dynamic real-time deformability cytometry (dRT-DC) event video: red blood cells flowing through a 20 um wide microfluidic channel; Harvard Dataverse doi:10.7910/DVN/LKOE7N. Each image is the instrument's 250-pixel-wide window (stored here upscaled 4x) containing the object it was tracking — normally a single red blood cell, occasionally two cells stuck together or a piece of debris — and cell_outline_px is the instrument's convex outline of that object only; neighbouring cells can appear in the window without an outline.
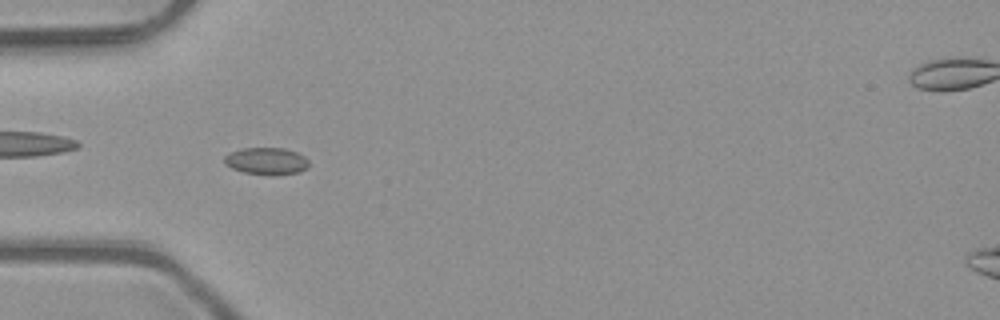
{"species": "common noctule bat (a hibernating species)", "species_latin": "Nyctalus noctula", "temperature_condition": "room temperature", "stored_images_in_passage": 5, "camera_frame_rate_fps": 3000, "um_per_image_px": 0.085, "animal": {"sex": "male", "body_mass_g": 23.1, "forearm_length_mm": 52.7}, "frame": {"image": 1, "passage_image": 2, "time_ms": 0.333, "image_size_px": [1000, 320], "cell_outline_px": [[308, 168], [300, 172], [272, 176], [244, 172], [232, 168], [224, 164], [224, 156], [232, 152], [244, 148], [284, 148], [296, 152], [304, 156], [308, 160]], "centroid_in_image_um": [22.67, 13.7], "position_along_channel_um": 62.3, "area_um2": 13.41}}
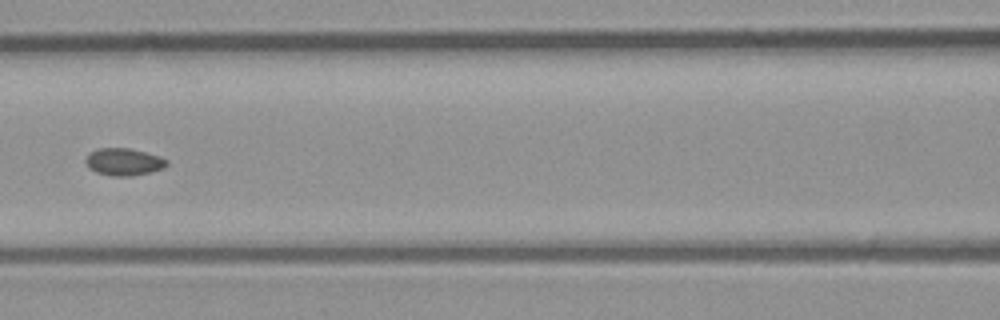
{"frame": {"image": 2, "passage_image": 4, "time_ms": 1.0, "image_size_px": [1000, 320], "cell_outline_px": [[168, 164], [164, 168], [152, 172], [132, 176], [112, 176], [96, 172], [88, 168], [84, 160], [96, 148], [128, 148], [160, 156], [168, 160]], "centroid_in_image_um": [10.54, 13.77], "position_along_channel_um": 156.1, "area_um2": 12.95}}
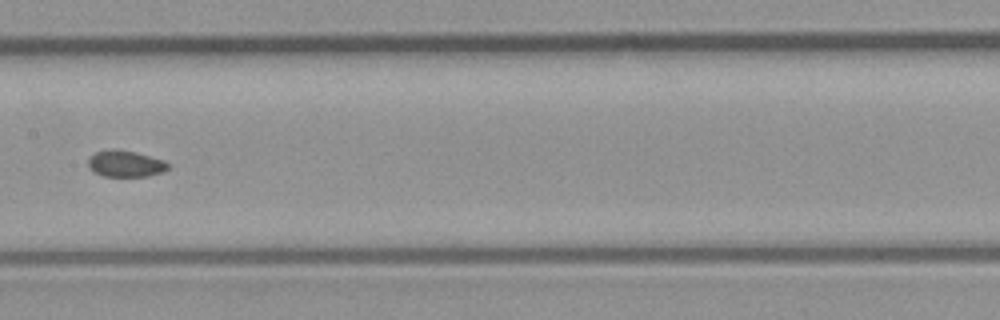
{"frame": {"image": 3, "passage_image": 5, "time_ms": 1.333, "image_size_px": [1000, 320], "cell_outline_px": [[168, 168], [160, 172], [148, 176], [104, 176], [88, 168], [88, 160], [96, 152], [136, 152], [164, 160], [168, 164]], "centroid_in_image_um": [10.69, 13.96], "position_along_channel_um": 196.7, "area_um2": 11.56}}